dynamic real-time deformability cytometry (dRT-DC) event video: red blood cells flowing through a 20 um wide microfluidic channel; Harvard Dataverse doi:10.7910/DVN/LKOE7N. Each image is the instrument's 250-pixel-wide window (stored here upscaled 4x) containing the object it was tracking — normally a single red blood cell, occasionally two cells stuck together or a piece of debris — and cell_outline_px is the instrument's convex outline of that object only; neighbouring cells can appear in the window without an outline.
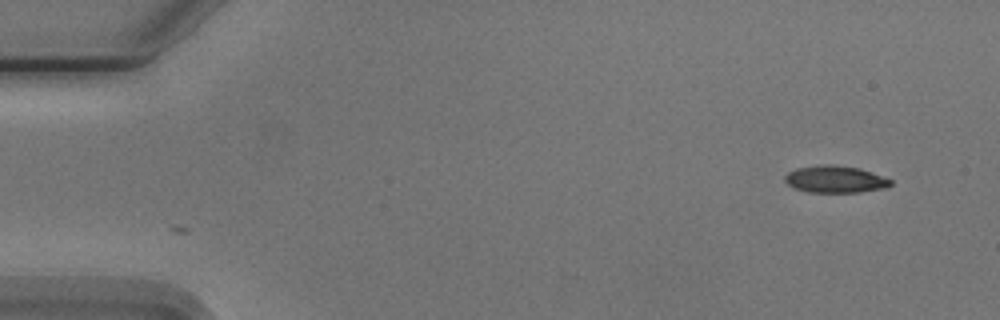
{"species": "Egyptian fruit bat (a non-hibernating species)", "species_latin": "Rousettus aegyptiacus", "temperature_condition": "cold", "stored_images_in_passage": 2, "camera_frame_rate_fps": 3000, "um_per_image_px": 0.085, "animal": {"sex": "male"}, "frame": {"image": 1, "passage_image": 2, "time_ms": 1.333, "image_size_px": [1000, 320], "cell_outline_px": [[892, 184], [880, 188], [860, 192], [808, 192], [796, 188], [788, 184], [784, 180], [784, 176], [788, 172], [796, 168], [824, 164], [828, 164], [860, 168], [872, 172], [892, 180]], "centroid_in_image_um": [70.96, 15.23], "position_along_channel_um": 14.0, "area_um2": 16.47}}